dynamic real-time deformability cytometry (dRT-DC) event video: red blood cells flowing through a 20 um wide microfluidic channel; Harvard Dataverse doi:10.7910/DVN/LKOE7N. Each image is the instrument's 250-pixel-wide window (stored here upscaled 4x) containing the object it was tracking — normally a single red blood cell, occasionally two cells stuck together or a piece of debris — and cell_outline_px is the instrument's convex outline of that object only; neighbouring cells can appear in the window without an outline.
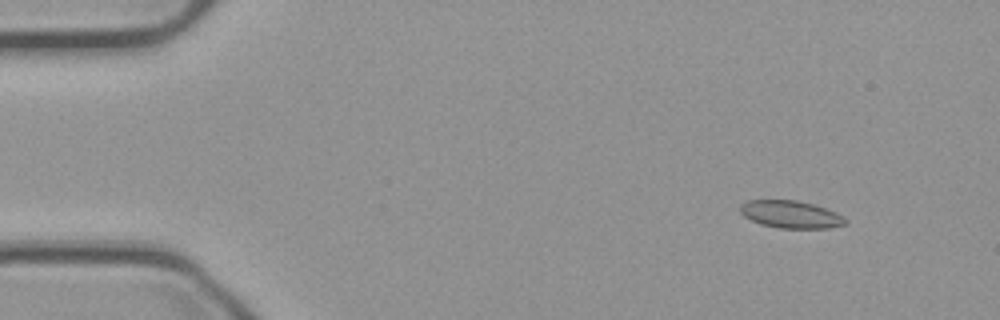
{"species": "common noctule bat (a hibernating species)", "species_latin": "Nyctalus noctula", "temperature_condition": "cold", "stored_images_in_passage": 50, "camera_frame_rate_fps": 3000, "um_per_image_px": 0.085, "animal": {"sex": "male", "body_mass_g": 23.1, "forearm_length_mm": 52.7}, "frame": {"image": 1, "passage_image": 1, "time_ms": 0.0, "image_size_px": [1000, 320], "cell_outline_px": [[848, 224], [828, 228], [780, 228], [760, 224], [744, 216], [740, 212], [740, 204], [748, 200], [796, 200], [812, 204], [836, 212], [844, 216], [848, 220]], "centroid_in_image_um": [67.24, 18.22], "position_along_channel_um": 17.8, "area_um2": 16.88}}
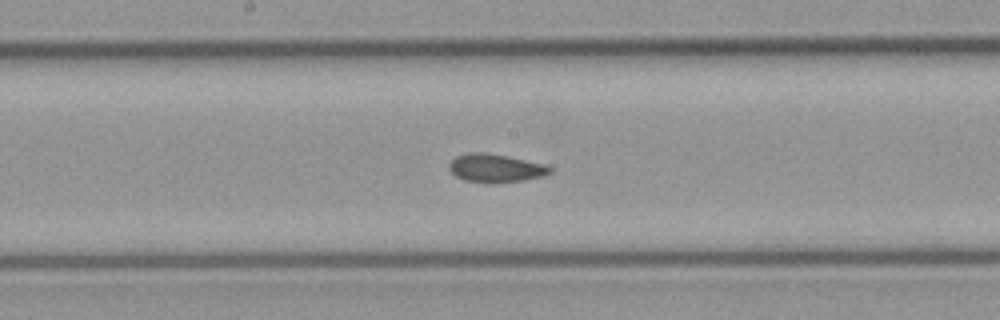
{"frame": {"image": 2, "passage_image": 24, "time_ms": 7.667, "image_size_px": [1000, 320], "cell_outline_px": [[552, 172], [544, 176], [524, 180], [492, 184], [488, 184], [464, 180], [456, 176], [448, 168], [448, 164], [456, 156], [468, 152], [488, 152], [544, 164], [552, 168]], "centroid_in_image_um": [42.11, 14.3], "position_along_channel_um": 206.1, "area_um2": 16.88}}
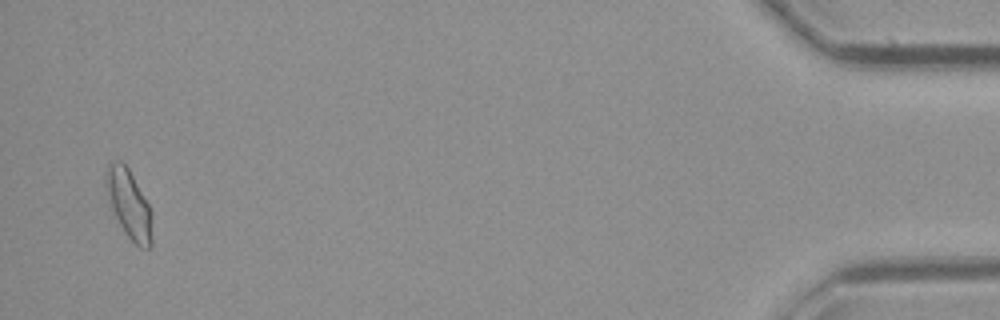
{"frame": {"image": 3, "passage_image": 49, "time_ms": 16.0, "image_size_px": [1000, 320], "cell_outline_px": [[152, 248], [140, 248], [124, 232], [112, 208], [108, 196], [104, 180], [104, 172], [108, 164], [112, 160], [120, 160], [128, 168], [148, 204], [152, 212]], "centroid_in_image_um": [10.96, 17.34], "position_along_channel_um": 424.2, "area_um2": 18.44}, "authors_computed_cell_mechanics": {"area_um2": 16.7042, "velocity_mm_per_s": 3.7101, "shape_relaxation_time_tau1_ms": null, "shape_relaxation_time_tau2_ms": 3.5105, "deformation_change_tau1": null, "deformation_change_tau2": 0.0722}}